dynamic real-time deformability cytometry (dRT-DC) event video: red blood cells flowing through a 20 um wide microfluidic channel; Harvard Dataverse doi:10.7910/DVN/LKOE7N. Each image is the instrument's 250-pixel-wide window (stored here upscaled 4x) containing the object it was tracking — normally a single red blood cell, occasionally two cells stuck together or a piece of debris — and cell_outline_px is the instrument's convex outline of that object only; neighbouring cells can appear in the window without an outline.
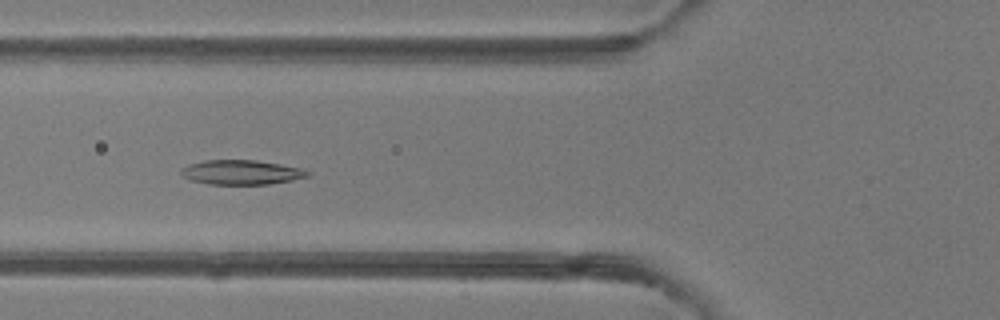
{"species": "common noctule bat (a hibernating species)", "species_latin": "Nyctalus noctula", "temperature_condition": "room temperature", "stored_images_in_passage": 7, "camera_frame_rate_fps": 3000, "um_per_image_px": 0.085, "animal": {"sex": "female"}, "frame": {"image": 1, "passage_image": 5, "time_ms": 5.333, "image_size_px": [1000, 320], "cell_outline_px": [[312, 172], [308, 176], [292, 180], [268, 184], [208, 184], [192, 180], [184, 176], [180, 172], [180, 168], [204, 160], [256, 160], [280, 164], [300, 168]], "centroid_in_image_um": [20.53, 14.64], "position_along_channel_um": 105.3, "area_um2": 17.92}}
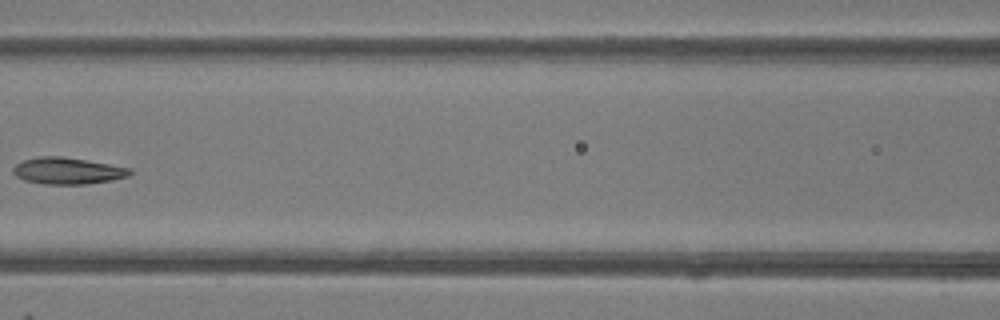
{"frame": {"image": 2, "passage_image": 6, "time_ms": 6.667, "image_size_px": [1000, 320], "cell_outline_px": [[132, 172], [128, 176], [112, 180], [88, 184], [44, 184], [24, 180], [16, 176], [12, 172], [12, 168], [16, 164], [24, 160], [40, 156], [60, 156], [132, 168]], "centroid_in_image_um": [5.73, 14.53], "position_along_channel_um": 160.9, "area_um2": 18.03}}
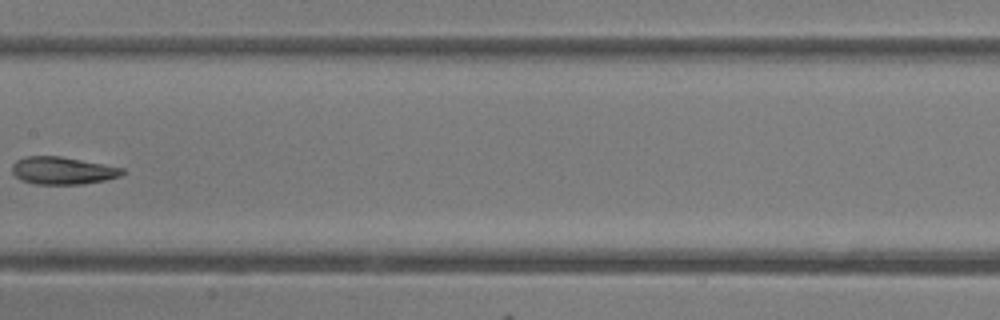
{"frame": {"image": 3, "passage_image": 7, "time_ms": 7.667, "image_size_px": [1000, 320], "cell_outline_px": [[124, 172], [120, 176], [104, 180], [84, 184], [36, 184], [20, 180], [12, 172], [12, 164], [16, 160], [28, 156], [60, 156], [124, 168]], "centroid_in_image_um": [5.3, 14.5], "position_along_channel_um": 202.1, "area_um2": 17.57}}